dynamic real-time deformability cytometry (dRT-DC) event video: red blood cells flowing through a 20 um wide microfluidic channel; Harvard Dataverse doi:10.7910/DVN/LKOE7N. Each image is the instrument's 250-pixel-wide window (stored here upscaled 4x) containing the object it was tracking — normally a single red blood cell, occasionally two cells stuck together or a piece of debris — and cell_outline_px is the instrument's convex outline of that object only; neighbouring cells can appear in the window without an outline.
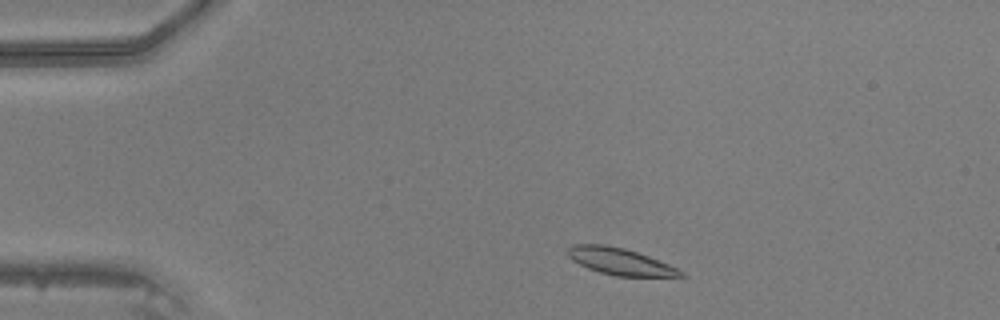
{"species": "common noctule bat (a hibernating species)", "species_latin": "Nyctalus noctula", "temperature_condition": "warm", "stored_images_in_passage": 42, "camera_frame_rate_fps": 3000, "um_per_image_px": 0.085, "animal": {"sex": "male", "body_mass_g": 20.5, "forearm_length_mm": 52.5}, "frame": {"image": 1, "passage_image": 4, "time_ms": 1.0, "image_size_px": [1000, 320], "cell_outline_px": [[688, 276], [616, 276], [600, 272], [588, 268], [572, 260], [568, 256], [568, 248], [572, 244], [608, 244], [624, 248], [648, 256], [668, 264], [684, 272]], "centroid_in_image_um": [52.68, 22.21], "position_along_channel_um": 32.3, "area_um2": 17.46}}
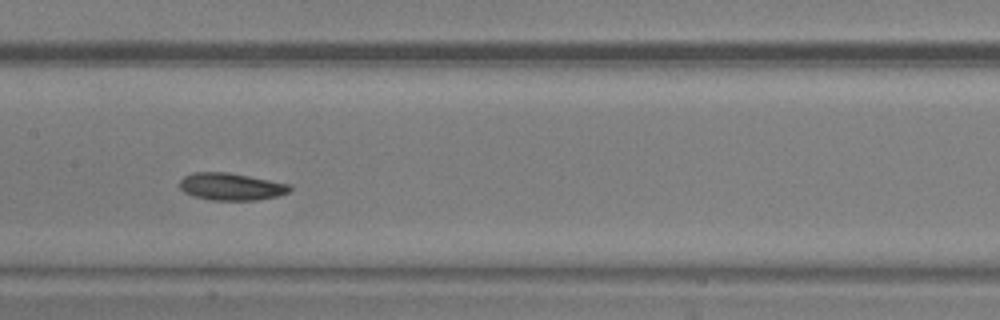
{"frame": {"image": 2, "passage_image": 19, "time_ms": 6.0, "image_size_px": [1000, 320], "cell_outline_px": [[292, 188], [288, 192], [276, 196], [256, 200], [212, 200], [192, 196], [184, 192], [180, 188], [180, 180], [184, 176], [192, 172], [228, 172], [288, 184]], "centroid_in_image_um": [19.59, 15.86], "position_along_channel_um": 187.8, "area_um2": 17.34}}
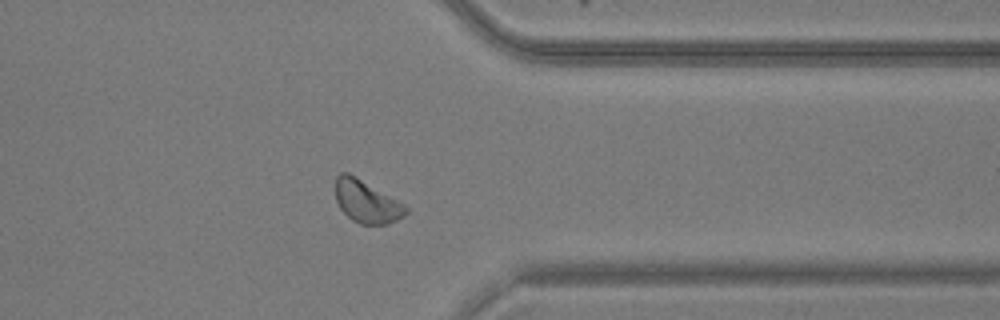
{"frame": {"image": 3, "passage_image": 33, "time_ms": 10.667, "image_size_px": [1000, 320], "cell_outline_px": [[408, 212], [404, 216], [388, 224], [360, 224], [352, 220], [340, 208], [336, 200], [336, 176], [340, 172], [348, 172], [356, 176], [404, 204], [408, 208]], "centroid_in_image_um": [31.15, 17.13], "position_along_channel_um": 380.2, "area_um2": 17.34}}